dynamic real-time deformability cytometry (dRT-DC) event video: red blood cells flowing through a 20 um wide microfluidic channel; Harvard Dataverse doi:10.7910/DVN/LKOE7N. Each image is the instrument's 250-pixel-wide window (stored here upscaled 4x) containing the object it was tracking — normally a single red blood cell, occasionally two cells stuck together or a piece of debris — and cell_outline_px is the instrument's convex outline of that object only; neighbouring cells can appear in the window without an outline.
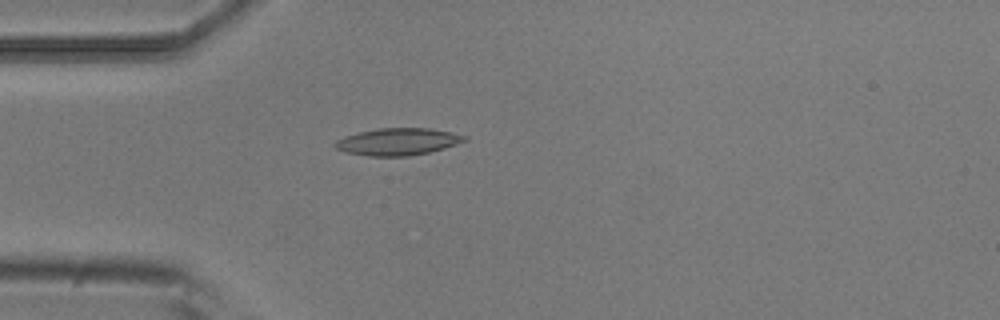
{"species": "common noctule bat (a hibernating species)", "species_latin": "Nyctalus noctula", "temperature_condition": "room temperature", "stored_images_in_passage": 1, "camera_frame_rate_fps": 3000, "um_per_image_px": 0.085, "animal": {"sex": "male", "body_mass_g": 20.5, "forearm_length_mm": 52.5}, "frame": {"image": 1, "passage_image": 1, "time_ms": 0.0, "image_size_px": [1000, 320], "cell_outline_px": [[468, 140], [444, 148], [428, 152], [408, 156], [368, 156], [344, 152], [336, 148], [332, 144], [336, 140], [344, 136], [360, 132], [380, 128], [428, 128], [452, 132], [468, 136]], "centroid_in_image_um": [33.81, 12.04], "position_along_channel_um": 51.2, "area_um2": 20.46}}